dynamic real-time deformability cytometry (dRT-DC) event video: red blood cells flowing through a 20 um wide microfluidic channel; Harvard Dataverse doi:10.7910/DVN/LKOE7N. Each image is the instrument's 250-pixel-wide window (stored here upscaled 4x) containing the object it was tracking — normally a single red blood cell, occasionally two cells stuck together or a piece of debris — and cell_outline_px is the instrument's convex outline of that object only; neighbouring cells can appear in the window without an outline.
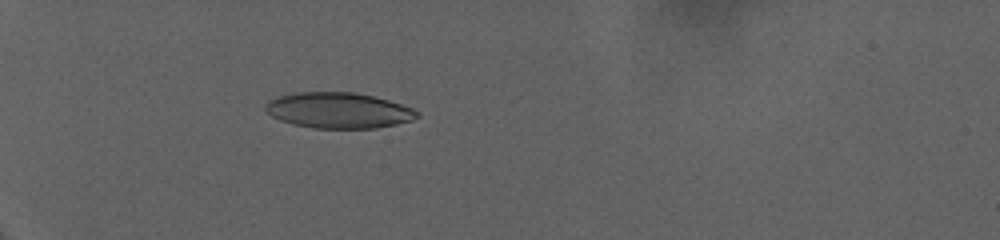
{"species": "human", "species_latin": "Homo sapiens", "temperature_condition": "warm", "stored_images_in_passage": 58, "camera_frame_rate_fps": 3000, "um_per_image_px": 0.085, "donor": {"sex": "female"}, "frame": {"image": 1, "passage_image": 31, "time_ms": 10.0, "image_size_px": [1000, 240], "cell_outline_px": [[420, 116], [412, 120], [396, 124], [376, 128], [312, 128], [292, 124], [280, 120], [272, 116], [264, 108], [268, 100], [292, 92], [352, 92], [372, 96], [388, 100], [412, 108], [420, 112]], "centroid_in_image_um": [28.76, 9.38], "position_along_channel_um": 56.2, "area_um2": 31.56}}
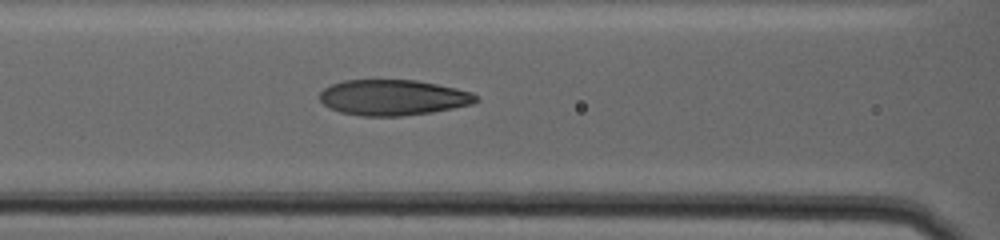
{"frame": {"image": 2, "passage_image": 43, "time_ms": 14.0, "image_size_px": [1000, 240], "cell_outline_px": [[480, 100], [472, 104], [432, 112], [400, 116], [364, 116], [340, 112], [328, 108], [320, 100], [320, 92], [324, 88], [332, 84], [344, 80], [416, 80], [456, 88], [472, 92]], "centroid_in_image_um": [33.4, 8.29], "position_along_channel_um": 133.2, "area_um2": 32.43}}
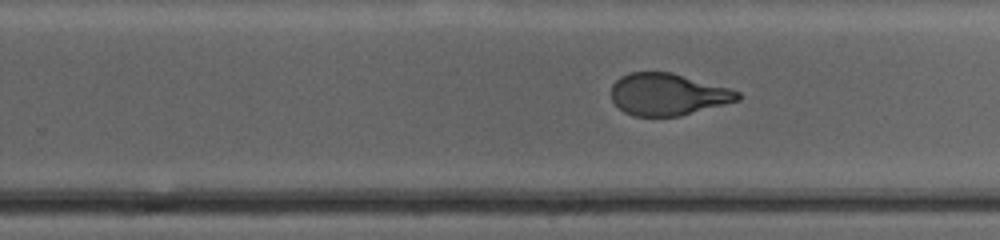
{"frame": {"image": 3, "passage_image": 58, "time_ms": 19.0, "image_size_px": [1000, 240], "cell_outline_px": [[740, 100], [680, 116], [632, 116], [624, 112], [612, 100], [612, 84], [620, 76], [628, 72], [672, 72], [728, 88], [740, 92]], "centroid_in_image_um": [56.74, 8.02], "position_along_channel_um": 273.1, "area_um2": 30.87}}